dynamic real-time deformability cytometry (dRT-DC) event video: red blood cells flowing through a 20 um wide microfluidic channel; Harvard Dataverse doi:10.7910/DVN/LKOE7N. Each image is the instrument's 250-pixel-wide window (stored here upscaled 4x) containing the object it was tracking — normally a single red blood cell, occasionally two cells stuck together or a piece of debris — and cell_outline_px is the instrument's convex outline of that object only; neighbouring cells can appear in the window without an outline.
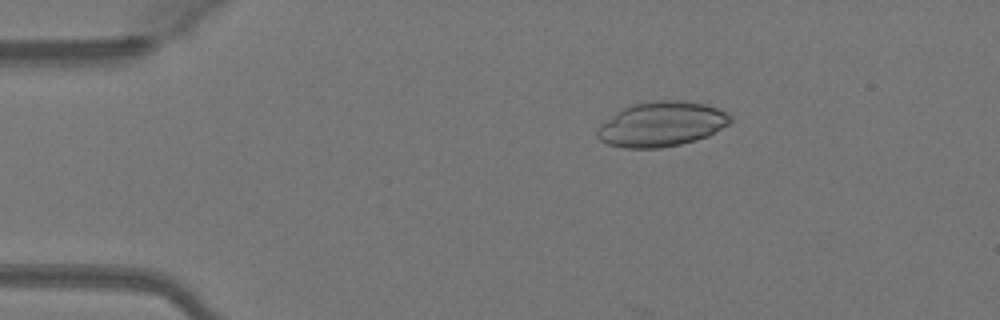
{"species": "Egyptian fruit bat (a non-hibernating species)", "species_latin": "Rousettus aegyptiacus", "temperature_condition": "warm", "stored_images_in_passage": 41, "camera_frame_rate_fps": 3000, "um_per_image_px": 0.085, "animal": {"sex": "female"}, "frame": {"image": 1, "passage_image": 1, "time_ms": 0.0, "image_size_px": [1000, 320], "cell_outline_px": [[732, 120], [728, 124], [708, 136], [696, 140], [680, 144], [660, 148], [624, 148], [608, 144], [600, 140], [596, 136], [596, 128], [600, 124], [624, 108], [632, 104], [656, 100], [684, 100], [704, 104], [716, 108], [732, 116]], "centroid_in_image_um": [56.21, 10.56], "position_along_channel_um": 28.8, "area_um2": 34.68}}